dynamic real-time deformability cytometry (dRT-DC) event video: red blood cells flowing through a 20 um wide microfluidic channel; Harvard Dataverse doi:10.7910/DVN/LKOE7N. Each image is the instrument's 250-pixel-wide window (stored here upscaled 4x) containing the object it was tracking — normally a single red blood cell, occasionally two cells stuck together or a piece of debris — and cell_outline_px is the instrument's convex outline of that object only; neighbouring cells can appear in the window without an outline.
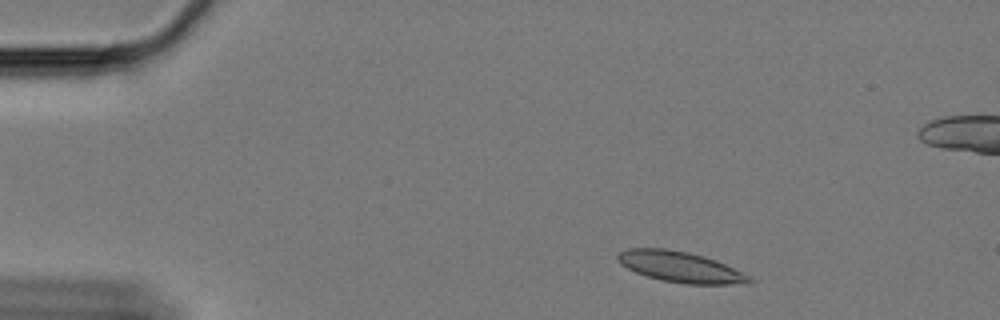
{"species": "Egyptian fruit bat (a non-hibernating species)", "species_latin": "Rousettus aegyptiacus", "temperature_condition": "cold", "stored_images_in_passage": 56, "camera_frame_rate_fps": 3000, "um_per_image_px": 0.085, "animal": {"sex": "female"}, "frame": {"image": 1, "passage_image": 4, "time_ms": 1.0, "image_size_px": [1000, 320], "cell_outline_px": [[752, 284], [684, 284], [664, 280], [648, 276], [636, 272], [620, 264], [616, 260], [616, 256], [620, 252], [628, 248], [664, 248], [688, 252], [704, 256], [716, 260], [752, 276]], "centroid_in_image_um": [57.86, 22.69], "position_along_channel_um": 27.1, "area_um2": 23.64}}
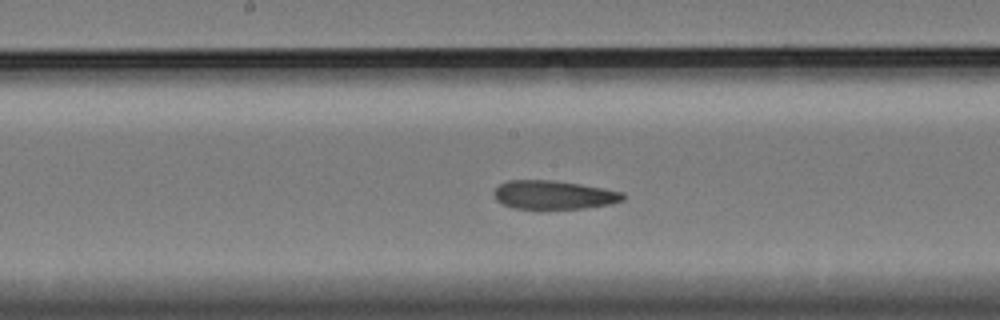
{"frame": {"image": 2, "passage_image": 26, "time_ms": 8.333, "image_size_px": [1000, 320], "cell_outline_px": [[624, 200], [612, 204], [584, 208], [512, 208], [496, 200], [492, 192], [500, 184], [508, 180], [552, 180], [580, 184], [624, 192]], "centroid_in_image_um": [47.06, 16.56], "position_along_channel_um": 201.1, "area_um2": 21.44}}
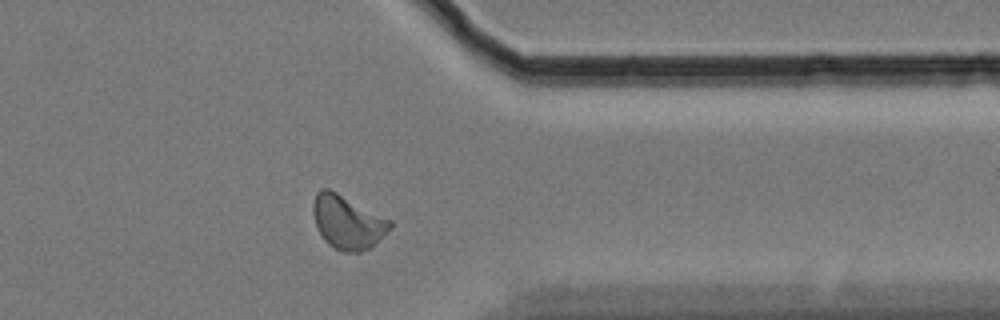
{"frame": {"image": 3, "passage_image": 43, "time_ms": 14.0, "image_size_px": [1000, 320], "cell_outline_px": [[392, 228], [372, 248], [360, 252], [344, 252], [332, 248], [324, 240], [316, 228], [312, 212], [312, 204], [316, 192], [320, 188], [328, 188], [392, 220]], "centroid_in_image_um": [29.54, 18.9], "position_along_channel_um": 381.9, "area_um2": 24.45}, "authors_computed_cell_mechanics": {"area_um2": 22.6287, "velocity_mm_per_s": 3.3077, "shape_relaxation_time_tau1_ms": null, "shape_relaxation_time_tau2_ms": 2.1989, "deformation_change_tau1": null, "deformation_change_tau2": 0.0679}}